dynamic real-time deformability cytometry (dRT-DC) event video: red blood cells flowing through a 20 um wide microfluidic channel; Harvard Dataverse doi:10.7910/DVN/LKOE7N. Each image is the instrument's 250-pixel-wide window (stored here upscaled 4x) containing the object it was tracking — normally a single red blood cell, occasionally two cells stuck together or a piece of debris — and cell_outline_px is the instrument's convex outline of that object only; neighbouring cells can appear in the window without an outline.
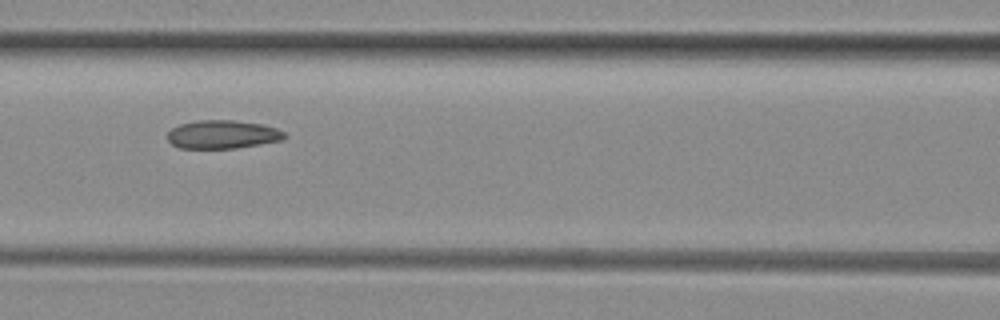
{"species": "common noctule bat (a hibernating species)", "species_latin": "Nyctalus noctula", "temperature_condition": "room temperature", "stored_images_in_passage": 6, "camera_frame_rate_fps": 3000, "um_per_image_px": 0.085, "animal": {"sex": "female", "body_mass_g": 29.2, "forearm_length_mm": 56.3}, "frame": {"image": 1, "passage_image": 6, "time_ms": 6.333, "image_size_px": [1000, 320], "cell_outline_px": [[288, 136], [284, 140], [236, 148], [180, 148], [172, 144], [168, 140], [168, 132], [172, 128], [180, 124], [196, 120], [232, 120], [260, 124], [276, 128], [284, 132]], "centroid_in_image_um": [18.93, 11.43], "position_along_channel_um": 147.7, "area_um2": 19.36}}